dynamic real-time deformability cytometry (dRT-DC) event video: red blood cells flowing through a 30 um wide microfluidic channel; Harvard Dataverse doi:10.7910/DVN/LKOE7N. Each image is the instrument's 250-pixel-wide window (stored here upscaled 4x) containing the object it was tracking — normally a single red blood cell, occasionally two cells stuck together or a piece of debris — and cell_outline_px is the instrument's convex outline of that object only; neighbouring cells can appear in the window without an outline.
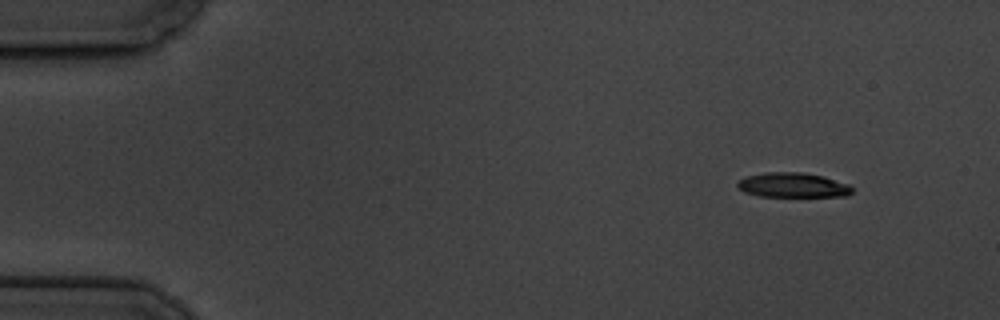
{"species": "common noctule bat (a hibernating species)", "species_latin": "Nyctalus noctula", "temperature_condition": "cold", "stored_images_in_passage": 10, "camera_frame_rate_fps": 3000, "um_per_image_px": 0.085, "animal": {"sex": "male", "body_mass_g": 19.5, "forearm_length_mm": 54.6}, "frame": {"image": 1, "passage_image": 1, "time_ms": 0.0, "image_size_px": [1000, 320], "cell_outline_px": [[852, 192], [848, 196], [760, 196], [744, 192], [736, 184], [744, 176], [764, 172], [804, 172], [824, 176], [848, 184], [852, 188]], "centroid_in_image_um": [67.39, 15.72], "position_along_channel_um": 17.6, "area_um2": 16.53}}
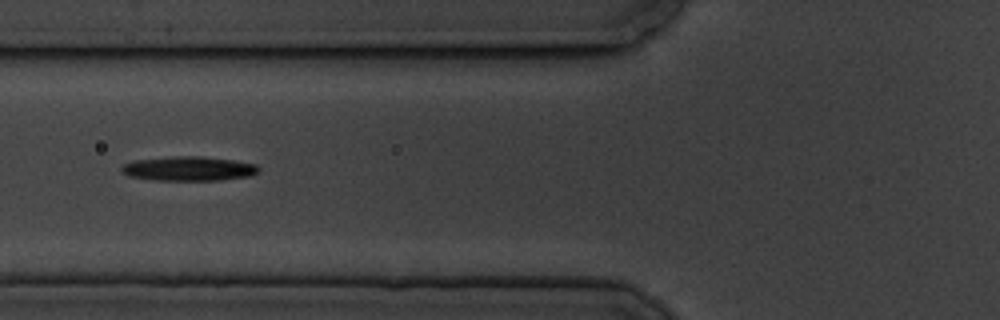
{"frame": {"image": 2, "passage_image": 6, "time_ms": 5.667, "image_size_px": [1000, 320], "cell_outline_px": [[260, 168], [252, 176], [220, 180], [152, 180], [128, 176], [120, 172], [120, 168], [124, 164], [136, 160], [172, 156], [200, 156], [232, 160], [256, 164]], "centroid_in_image_um": [16.01, 14.34], "position_along_channel_um": 109.8, "area_um2": 19.54}}
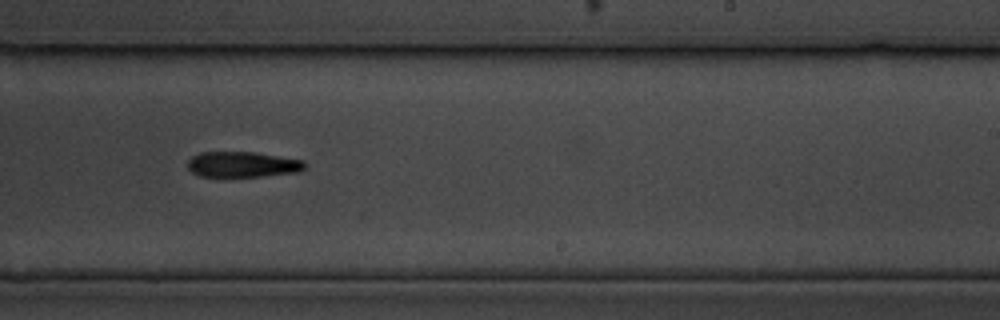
{"frame": {"image": 3, "passage_image": 10, "time_ms": 10.333, "image_size_px": [1000, 320], "cell_outline_px": [[304, 168], [300, 172], [264, 176], [200, 176], [192, 172], [188, 168], [188, 160], [192, 156], [200, 152], [252, 152], [304, 160]], "centroid_in_image_um": [20.61, 13.97], "position_along_channel_um": 268.4, "area_um2": 17.34}}